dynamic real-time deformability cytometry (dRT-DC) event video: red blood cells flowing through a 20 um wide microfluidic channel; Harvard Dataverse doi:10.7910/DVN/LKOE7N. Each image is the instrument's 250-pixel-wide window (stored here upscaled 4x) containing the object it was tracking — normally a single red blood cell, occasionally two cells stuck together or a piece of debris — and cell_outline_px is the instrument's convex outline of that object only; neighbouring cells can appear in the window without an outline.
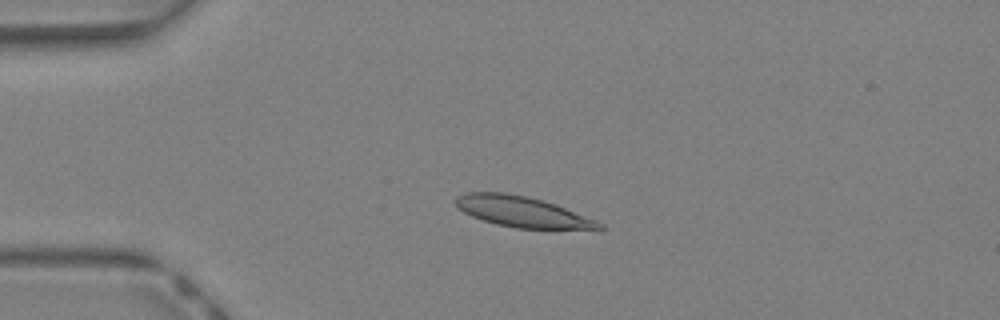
{"species": "Egyptian fruit bat (a non-hibernating species)", "species_latin": "Rousettus aegyptiacus", "temperature_condition": "warm", "stored_images_in_passage": 42, "camera_frame_rate_fps": 3000, "um_per_image_px": 0.085, "animal": {"sex": "female"}, "frame": {"image": 1, "passage_image": 10, "time_ms": 3.0, "image_size_px": [1000, 320], "cell_outline_px": [[604, 228], [516, 228], [496, 224], [472, 216], [464, 212], [452, 200], [456, 196], [468, 192], [504, 192], [528, 196], [544, 200], [556, 204], [596, 220], [604, 224]], "centroid_in_image_um": [44.34, 17.97], "position_along_channel_um": 40.7, "area_um2": 25.37}}
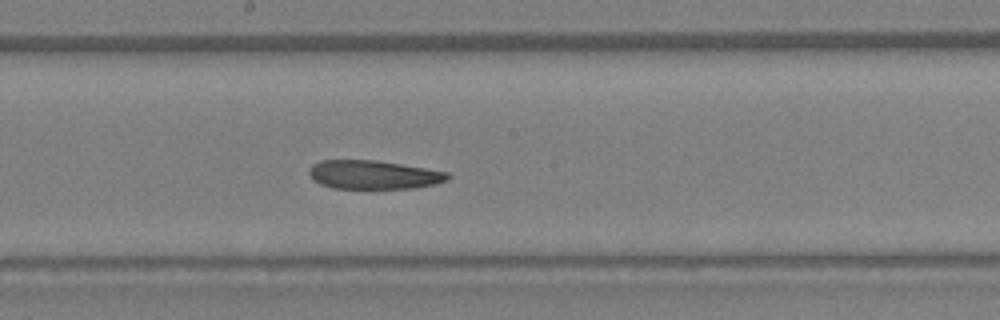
{"frame": {"image": 2, "passage_image": 23, "time_ms": 7.333, "image_size_px": [1000, 320], "cell_outline_px": [[452, 176], [448, 180], [436, 184], [416, 188], [332, 188], [320, 184], [312, 180], [308, 172], [308, 168], [312, 164], [320, 160], [376, 160], [448, 172]], "centroid_in_image_um": [31.73, 14.85], "position_along_channel_um": 216.5, "area_um2": 23.35}}
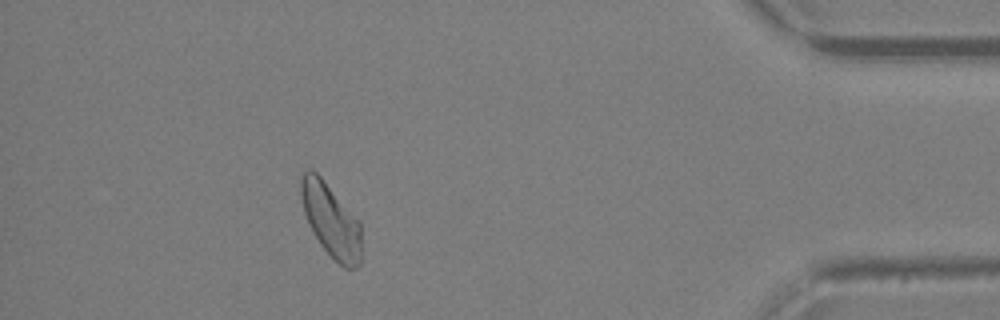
{"frame": {"image": 3, "passage_image": 38, "time_ms": 12.333, "image_size_px": [1000, 320], "cell_outline_px": [[360, 264], [356, 268], [344, 268], [320, 244], [304, 212], [300, 196], [300, 176], [308, 168], [312, 168], [320, 176], [360, 224]], "centroid_in_image_um": [28.09, 18.71], "position_along_channel_um": 407.1, "area_um2": 25.03}}